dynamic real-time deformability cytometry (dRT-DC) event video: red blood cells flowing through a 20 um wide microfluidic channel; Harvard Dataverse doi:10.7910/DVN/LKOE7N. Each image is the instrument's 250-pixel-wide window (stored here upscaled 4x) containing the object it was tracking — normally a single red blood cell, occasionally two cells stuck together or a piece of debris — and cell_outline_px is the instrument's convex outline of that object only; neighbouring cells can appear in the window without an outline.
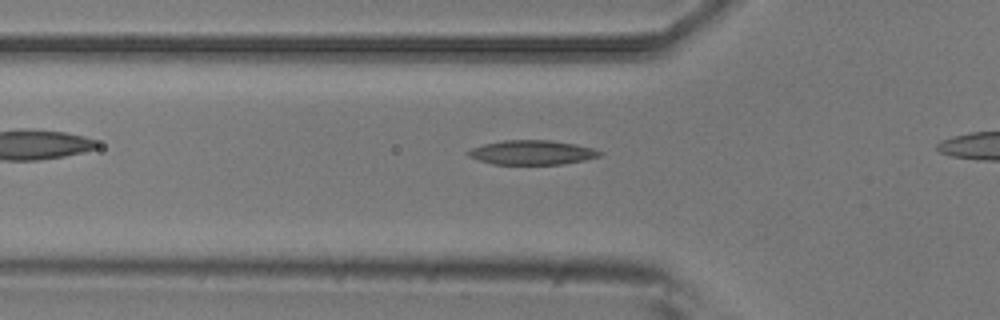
{"species": "common noctule bat (a hibernating species)", "species_latin": "Nyctalus noctula", "temperature_condition": "room temperature", "stored_images_in_passage": 32, "camera_frame_rate_fps": 3000, "um_per_image_px": 0.085, "animal": {"sex": "male", "body_mass_g": 20.5, "forearm_length_mm": 52.5}, "frame": {"image": 1, "passage_image": 10, "time_ms": 3.0, "image_size_px": [1000, 320], "cell_outline_px": [[604, 152], [600, 156], [584, 160], [560, 164], [492, 164], [480, 160], [472, 156], [468, 152], [472, 148], [484, 144], [504, 140], [552, 140], [576, 144], [592, 148]], "centroid_in_image_um": [45.28, 12.95], "position_along_channel_um": 80.5, "area_um2": 18.44}}
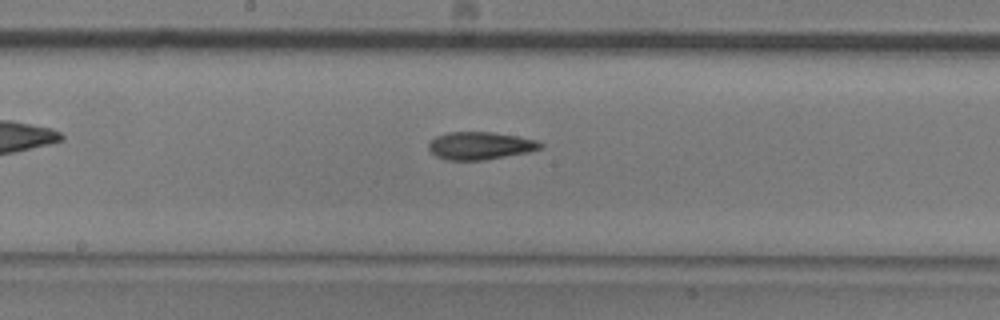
{"frame": {"image": 2, "passage_image": 20, "time_ms": 6.333, "image_size_px": [1000, 320], "cell_outline_px": [[544, 144], [540, 148], [528, 152], [484, 160], [448, 160], [436, 156], [428, 148], [428, 144], [436, 136], [448, 132], [492, 132], [520, 136], [536, 140]], "centroid_in_image_um": [40.82, 12.38], "position_along_channel_um": 207.4, "area_um2": 17.98}}
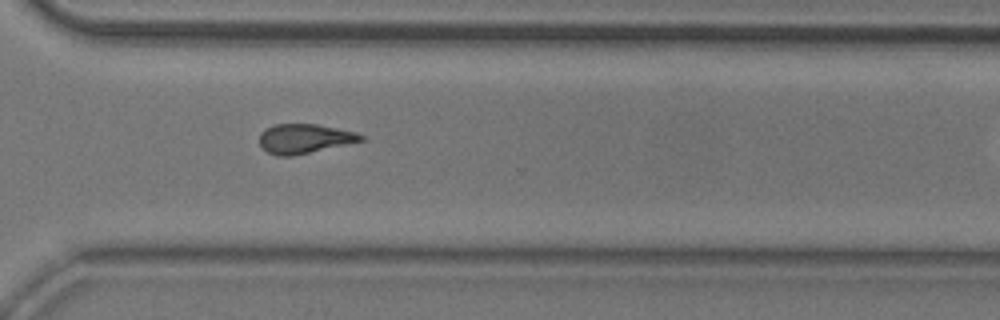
{"frame": {"image": 3, "passage_image": 31, "time_ms": 10.0, "image_size_px": [1000, 320], "cell_outline_px": [[364, 140], [292, 156], [276, 156], [260, 148], [260, 132], [276, 124], [316, 124], [356, 132], [364, 136]], "centroid_in_image_um": [25.85, 11.79], "position_along_channel_um": 344.8, "area_um2": 17.22}}